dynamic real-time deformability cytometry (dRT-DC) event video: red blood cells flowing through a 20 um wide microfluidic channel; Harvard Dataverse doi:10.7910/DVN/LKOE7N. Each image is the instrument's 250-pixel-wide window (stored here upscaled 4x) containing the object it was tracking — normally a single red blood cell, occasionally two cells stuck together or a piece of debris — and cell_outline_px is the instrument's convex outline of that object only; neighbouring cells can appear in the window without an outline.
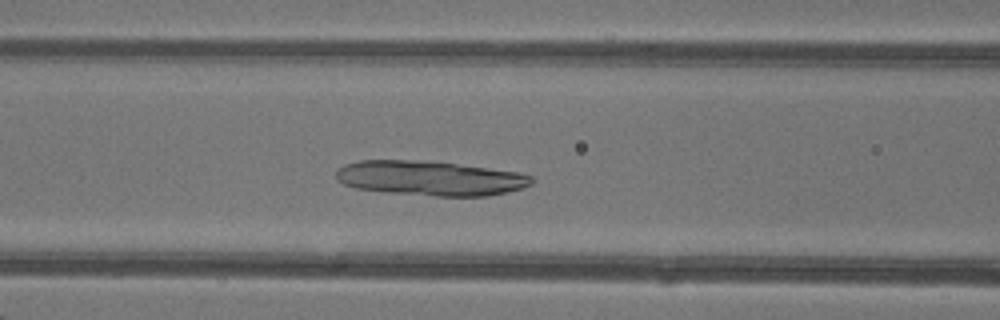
{"species": "common noctule bat (a hibernating species)", "species_latin": "Nyctalus noctula", "temperature_condition": "warm", "stored_images_in_passage": 39, "camera_frame_rate_fps": 3000, "um_per_image_px": 0.085, "animal": {"sex": "female"}, "frame": {"image": 1, "passage_image": 14, "time_ms": 4.333, "image_size_px": [1000, 320], "cell_outline_px": [[536, 180], [532, 184], [524, 188], [488, 196], [436, 196], [392, 192], [356, 188], [344, 184], [336, 176], [336, 172], [344, 164], [360, 160], [412, 160], [456, 164], [520, 172], [532, 176]], "centroid_in_image_um": [36.62, 15.15], "position_along_channel_um": 130.0, "area_um2": 39.25}}
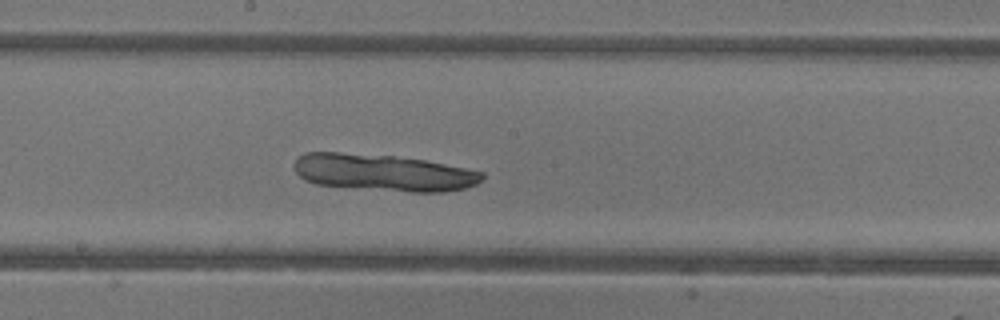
{"frame": {"image": 2, "passage_image": 20, "time_ms": 6.333, "image_size_px": [1000, 320], "cell_outline_px": [[484, 180], [476, 184], [464, 188], [444, 192], [412, 192], [316, 184], [304, 180], [296, 172], [296, 160], [300, 156], [308, 152], [340, 152], [392, 156], [424, 160], [484, 172]], "centroid_in_image_um": [32.62, 14.67], "position_along_channel_um": 215.6, "area_um2": 39.88}}
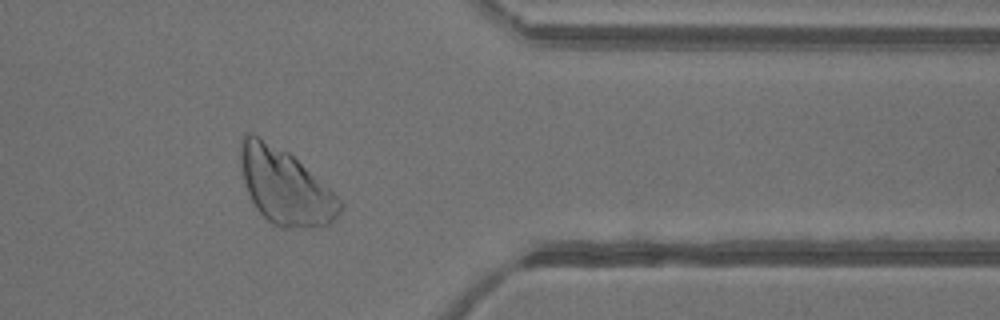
{"frame": {"image": 3, "passage_image": 33, "time_ms": 10.667, "image_size_px": [1000, 320], "cell_outline_px": [[344, 208], [340, 216], [328, 224], [320, 228], [280, 228], [272, 224], [256, 208], [244, 184], [240, 164], [240, 140], [244, 132], [252, 132], [288, 152], [328, 188], [344, 204]], "centroid_in_image_um": [24.22, 15.88], "position_along_channel_um": 387.2, "area_um2": 43.93}}